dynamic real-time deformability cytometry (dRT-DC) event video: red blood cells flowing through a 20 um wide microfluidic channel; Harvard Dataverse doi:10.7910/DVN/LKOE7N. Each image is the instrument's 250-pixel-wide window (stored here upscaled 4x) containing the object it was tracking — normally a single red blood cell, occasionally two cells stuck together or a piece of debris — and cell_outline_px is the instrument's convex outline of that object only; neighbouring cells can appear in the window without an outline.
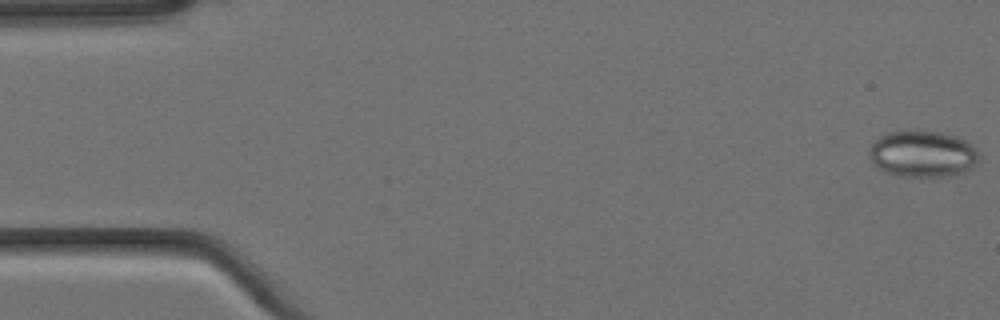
{"species": "Egyptian fruit bat (a non-hibernating species)", "species_latin": "Rousettus aegyptiacus", "temperature_condition": "cold", "stored_images_in_passage": 9, "camera_frame_rate_fps": 3000, "um_per_image_px": 0.085, "animal": {"sex": "female"}, "frame": {"image": 1, "passage_image": 1, "time_ms": 0.0, "image_size_px": [1000, 320], "cell_outline_px": [[980, 152], [976, 160], [964, 172], [956, 176], [900, 176], [884, 172], [872, 164], [868, 156], [868, 152], [872, 144], [880, 136], [888, 132], [916, 128], [940, 132], [964, 140], [972, 144]], "centroid_in_image_um": [78.37, 13.06], "position_along_channel_um": 6.6, "area_um2": 30.17}}
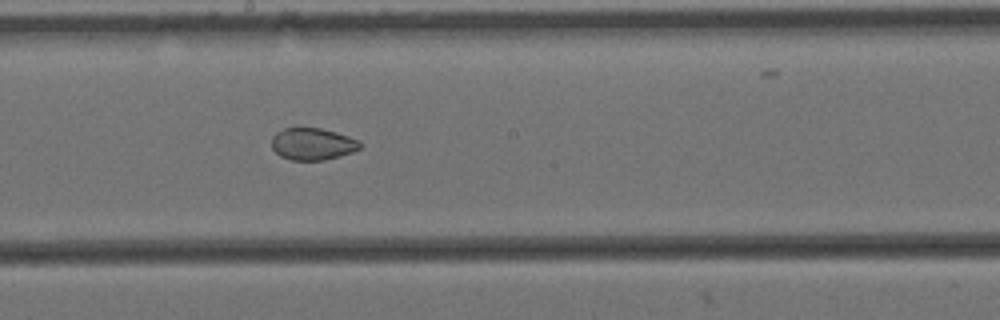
{"frame": {"image": 2, "passage_image": 9, "time_ms": 2.667, "image_size_px": [1000, 320], "cell_outline_px": [[364, 144], [360, 148], [352, 152], [340, 156], [324, 160], [292, 160], [280, 156], [272, 148], [272, 136], [276, 132], [284, 128], [320, 128], [336, 132], [360, 140]], "centroid_in_image_um": [26.59, 12.24], "position_along_channel_um": 221.6, "area_um2": 16.59}}